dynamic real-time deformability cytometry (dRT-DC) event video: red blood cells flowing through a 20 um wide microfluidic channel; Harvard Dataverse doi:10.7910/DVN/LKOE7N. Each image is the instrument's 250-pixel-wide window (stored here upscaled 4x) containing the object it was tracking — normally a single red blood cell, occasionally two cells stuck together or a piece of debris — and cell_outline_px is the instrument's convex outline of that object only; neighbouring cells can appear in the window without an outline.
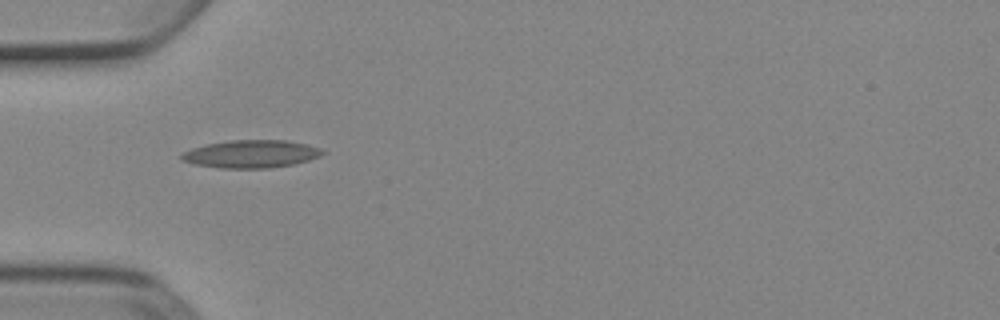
{"species": "Egyptian fruit bat (a non-hibernating species)", "species_latin": "Rousettus aegyptiacus", "temperature_condition": "cold", "stored_images_in_passage": 36, "camera_frame_rate_fps": 3000, "um_per_image_px": 0.085, "animal": {"sex": "female"}, "frame": {"image": 1, "passage_image": 1, "time_ms": 0.0, "image_size_px": [1000, 320], "cell_outline_px": [[324, 152], [320, 156], [308, 160], [292, 164], [268, 168], [220, 168], [196, 164], [180, 160], [180, 156], [184, 152], [192, 148], [208, 144], [228, 140], [288, 140], [308, 144], [320, 148]], "centroid_in_image_um": [21.35, 13.08], "position_along_channel_um": 63.7, "area_um2": 22.72}}
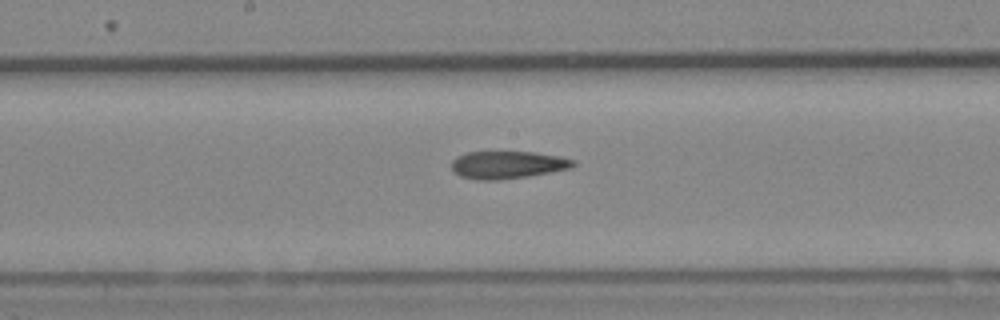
{"frame": {"image": 2, "passage_image": 12, "time_ms": 3.667, "image_size_px": [1000, 320], "cell_outline_px": [[576, 164], [572, 168], [528, 176], [500, 180], [476, 180], [460, 176], [452, 172], [452, 160], [456, 156], [468, 152], [532, 152], [560, 156], [576, 160]], "centroid_in_image_um": [43.14, 14.01], "position_along_channel_um": 205.1, "area_um2": 19.71}}
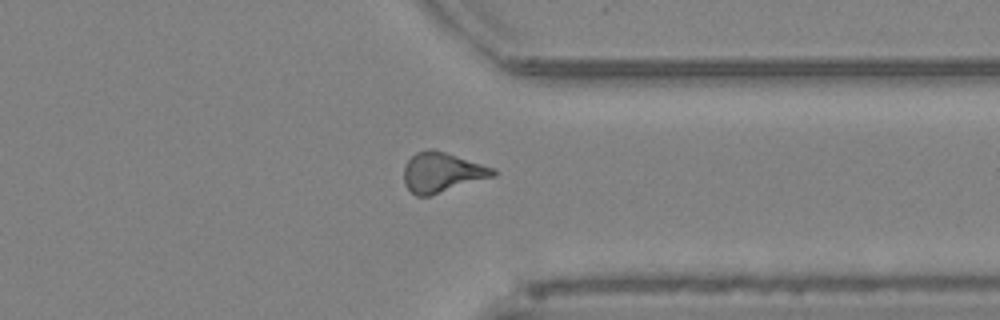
{"frame": {"image": 3, "passage_image": 25, "time_ms": 8.0, "image_size_px": [1000, 320], "cell_outline_px": [[496, 176], [428, 196], [416, 196], [404, 184], [404, 168], [408, 160], [416, 152], [428, 148], [432, 148], [496, 168]], "centroid_in_image_um": [37.58, 14.64], "position_along_channel_um": 373.8, "area_um2": 20.75}, "authors_computed_cell_mechanics": {"area_um2": 19.7965, "velocity_mm_per_s": 3.9197, "shape_relaxation_time_tau1_ms": null, "shape_relaxation_time_tau2_ms": 6.1097, "deformation_change_tau1": null, "deformation_change_tau2": 0.188}}